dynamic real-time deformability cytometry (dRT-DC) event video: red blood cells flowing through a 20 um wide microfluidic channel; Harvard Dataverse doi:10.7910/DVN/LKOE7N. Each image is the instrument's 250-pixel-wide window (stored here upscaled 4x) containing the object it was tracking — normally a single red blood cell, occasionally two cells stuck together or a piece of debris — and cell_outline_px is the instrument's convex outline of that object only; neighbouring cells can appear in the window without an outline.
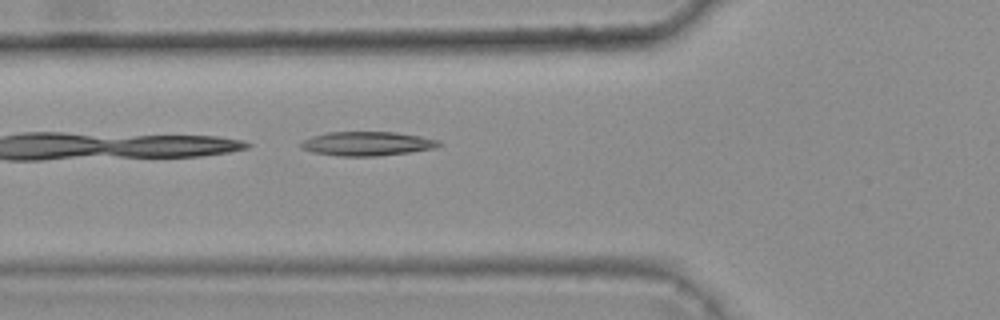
{"species": "common noctule bat (a hibernating species)", "species_latin": "Nyctalus noctula", "temperature_condition": "warm", "stored_images_in_passage": 6, "camera_frame_rate_fps": 3000, "um_per_image_px": 0.085, "animal": {"sex": "female", "body_mass_g": 25.1}, "frame": {"image": 1, "passage_image": 6, "time_ms": 1.667, "image_size_px": [1000, 320], "cell_outline_px": [[444, 144], [436, 148], [408, 152], [376, 156], [340, 156], [312, 152], [300, 148], [300, 144], [304, 140], [312, 136], [328, 132], [396, 132], [420, 136], [440, 140]], "centroid_in_image_um": [31.23, 12.21], "position_along_channel_um": 94.6, "area_um2": 19.42}}